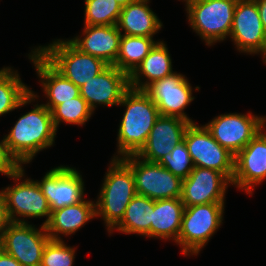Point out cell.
<instances>
[{"label": "cell", "instance_id": "obj_17", "mask_svg": "<svg viewBox=\"0 0 266 266\" xmlns=\"http://www.w3.org/2000/svg\"><path fill=\"white\" fill-rule=\"evenodd\" d=\"M129 88V75L114 65H109L80 88V95L94 112L98 104L109 107L119 105Z\"/></svg>", "mask_w": 266, "mask_h": 266}, {"label": "cell", "instance_id": "obj_37", "mask_svg": "<svg viewBox=\"0 0 266 266\" xmlns=\"http://www.w3.org/2000/svg\"><path fill=\"white\" fill-rule=\"evenodd\" d=\"M185 1L186 3V7L189 6L190 4L194 3L195 1H198V0H183Z\"/></svg>", "mask_w": 266, "mask_h": 266}, {"label": "cell", "instance_id": "obj_19", "mask_svg": "<svg viewBox=\"0 0 266 266\" xmlns=\"http://www.w3.org/2000/svg\"><path fill=\"white\" fill-rule=\"evenodd\" d=\"M83 36L70 41L82 52L98 57L108 65L115 64L122 36L117 25H85Z\"/></svg>", "mask_w": 266, "mask_h": 266}, {"label": "cell", "instance_id": "obj_15", "mask_svg": "<svg viewBox=\"0 0 266 266\" xmlns=\"http://www.w3.org/2000/svg\"><path fill=\"white\" fill-rule=\"evenodd\" d=\"M51 212L84 200V182L76 168L58 166L37 180Z\"/></svg>", "mask_w": 266, "mask_h": 266}, {"label": "cell", "instance_id": "obj_12", "mask_svg": "<svg viewBox=\"0 0 266 266\" xmlns=\"http://www.w3.org/2000/svg\"><path fill=\"white\" fill-rule=\"evenodd\" d=\"M5 198L6 212L10 222L27 223L25 218L45 217V225L51 215L48 200L43 195L37 181L25 179L15 186L2 190ZM17 216V217H16ZM24 217L20 219L19 217Z\"/></svg>", "mask_w": 266, "mask_h": 266}, {"label": "cell", "instance_id": "obj_6", "mask_svg": "<svg viewBox=\"0 0 266 266\" xmlns=\"http://www.w3.org/2000/svg\"><path fill=\"white\" fill-rule=\"evenodd\" d=\"M238 0H198L186 7L190 27L206 45L223 41L230 35Z\"/></svg>", "mask_w": 266, "mask_h": 266}, {"label": "cell", "instance_id": "obj_2", "mask_svg": "<svg viewBox=\"0 0 266 266\" xmlns=\"http://www.w3.org/2000/svg\"><path fill=\"white\" fill-rule=\"evenodd\" d=\"M119 105L126 106L117 137V154L121 158L140 151L160 113L144 90L131 87L124 93Z\"/></svg>", "mask_w": 266, "mask_h": 266}, {"label": "cell", "instance_id": "obj_4", "mask_svg": "<svg viewBox=\"0 0 266 266\" xmlns=\"http://www.w3.org/2000/svg\"><path fill=\"white\" fill-rule=\"evenodd\" d=\"M57 72L81 88L109 65L78 49L69 39H57L35 49Z\"/></svg>", "mask_w": 266, "mask_h": 266}, {"label": "cell", "instance_id": "obj_25", "mask_svg": "<svg viewBox=\"0 0 266 266\" xmlns=\"http://www.w3.org/2000/svg\"><path fill=\"white\" fill-rule=\"evenodd\" d=\"M38 96L11 67L0 69V116L31 103Z\"/></svg>", "mask_w": 266, "mask_h": 266}, {"label": "cell", "instance_id": "obj_36", "mask_svg": "<svg viewBox=\"0 0 266 266\" xmlns=\"http://www.w3.org/2000/svg\"><path fill=\"white\" fill-rule=\"evenodd\" d=\"M115 1L123 8L128 4L135 2L136 0H115Z\"/></svg>", "mask_w": 266, "mask_h": 266}, {"label": "cell", "instance_id": "obj_10", "mask_svg": "<svg viewBox=\"0 0 266 266\" xmlns=\"http://www.w3.org/2000/svg\"><path fill=\"white\" fill-rule=\"evenodd\" d=\"M266 117L248 114H221L204 126L211 136L236 156L265 127Z\"/></svg>", "mask_w": 266, "mask_h": 266}, {"label": "cell", "instance_id": "obj_32", "mask_svg": "<svg viewBox=\"0 0 266 266\" xmlns=\"http://www.w3.org/2000/svg\"><path fill=\"white\" fill-rule=\"evenodd\" d=\"M0 173L10 177L15 182L21 180L25 174L23 166H18L8 155L4 138L0 141Z\"/></svg>", "mask_w": 266, "mask_h": 266}, {"label": "cell", "instance_id": "obj_23", "mask_svg": "<svg viewBox=\"0 0 266 266\" xmlns=\"http://www.w3.org/2000/svg\"><path fill=\"white\" fill-rule=\"evenodd\" d=\"M149 0H136L122 8L117 28L122 35L151 37L162 28V22L148 6Z\"/></svg>", "mask_w": 266, "mask_h": 266}, {"label": "cell", "instance_id": "obj_14", "mask_svg": "<svg viewBox=\"0 0 266 266\" xmlns=\"http://www.w3.org/2000/svg\"><path fill=\"white\" fill-rule=\"evenodd\" d=\"M229 183L231 181L217 170L194 167L189 176L182 179L180 199L184 206L225 203Z\"/></svg>", "mask_w": 266, "mask_h": 266}, {"label": "cell", "instance_id": "obj_11", "mask_svg": "<svg viewBox=\"0 0 266 266\" xmlns=\"http://www.w3.org/2000/svg\"><path fill=\"white\" fill-rule=\"evenodd\" d=\"M229 37L239 52L261 54L266 63V34L255 0H238Z\"/></svg>", "mask_w": 266, "mask_h": 266}, {"label": "cell", "instance_id": "obj_20", "mask_svg": "<svg viewBox=\"0 0 266 266\" xmlns=\"http://www.w3.org/2000/svg\"><path fill=\"white\" fill-rule=\"evenodd\" d=\"M29 55L48 98L44 104L50 111L57 105L80 96V88L57 72L35 49Z\"/></svg>", "mask_w": 266, "mask_h": 266}, {"label": "cell", "instance_id": "obj_21", "mask_svg": "<svg viewBox=\"0 0 266 266\" xmlns=\"http://www.w3.org/2000/svg\"><path fill=\"white\" fill-rule=\"evenodd\" d=\"M94 217H97L96 203L84 199L51 212L45 228L51 240H62L59 234L71 235Z\"/></svg>", "mask_w": 266, "mask_h": 266}, {"label": "cell", "instance_id": "obj_33", "mask_svg": "<svg viewBox=\"0 0 266 266\" xmlns=\"http://www.w3.org/2000/svg\"><path fill=\"white\" fill-rule=\"evenodd\" d=\"M9 223L10 221L8 219L6 212L5 198L1 190L0 191V234Z\"/></svg>", "mask_w": 266, "mask_h": 266}, {"label": "cell", "instance_id": "obj_35", "mask_svg": "<svg viewBox=\"0 0 266 266\" xmlns=\"http://www.w3.org/2000/svg\"><path fill=\"white\" fill-rule=\"evenodd\" d=\"M255 2L257 3L259 16L261 18V22L264 27V32L266 34V0H255Z\"/></svg>", "mask_w": 266, "mask_h": 266}, {"label": "cell", "instance_id": "obj_30", "mask_svg": "<svg viewBox=\"0 0 266 266\" xmlns=\"http://www.w3.org/2000/svg\"><path fill=\"white\" fill-rule=\"evenodd\" d=\"M158 163L170 170L174 175L179 176L181 179L187 178L191 170L194 168L184 141L175 145L170 153L162 157Z\"/></svg>", "mask_w": 266, "mask_h": 266}, {"label": "cell", "instance_id": "obj_13", "mask_svg": "<svg viewBox=\"0 0 266 266\" xmlns=\"http://www.w3.org/2000/svg\"><path fill=\"white\" fill-rule=\"evenodd\" d=\"M192 90L187 78L175 72L153 82L144 91L157 105L160 115L179 117L195 123L184 112V109L194 100Z\"/></svg>", "mask_w": 266, "mask_h": 266}, {"label": "cell", "instance_id": "obj_24", "mask_svg": "<svg viewBox=\"0 0 266 266\" xmlns=\"http://www.w3.org/2000/svg\"><path fill=\"white\" fill-rule=\"evenodd\" d=\"M184 204L180 198L154 200L151 237L176 241L181 229Z\"/></svg>", "mask_w": 266, "mask_h": 266}, {"label": "cell", "instance_id": "obj_27", "mask_svg": "<svg viewBox=\"0 0 266 266\" xmlns=\"http://www.w3.org/2000/svg\"><path fill=\"white\" fill-rule=\"evenodd\" d=\"M157 42L151 37L122 35L114 66L130 75Z\"/></svg>", "mask_w": 266, "mask_h": 266}, {"label": "cell", "instance_id": "obj_5", "mask_svg": "<svg viewBox=\"0 0 266 266\" xmlns=\"http://www.w3.org/2000/svg\"><path fill=\"white\" fill-rule=\"evenodd\" d=\"M224 203L185 206L176 243L184 255H197L223 221Z\"/></svg>", "mask_w": 266, "mask_h": 266}, {"label": "cell", "instance_id": "obj_16", "mask_svg": "<svg viewBox=\"0 0 266 266\" xmlns=\"http://www.w3.org/2000/svg\"><path fill=\"white\" fill-rule=\"evenodd\" d=\"M258 134L235 156L231 184L252 195L254 186L266 179V132Z\"/></svg>", "mask_w": 266, "mask_h": 266}, {"label": "cell", "instance_id": "obj_28", "mask_svg": "<svg viewBox=\"0 0 266 266\" xmlns=\"http://www.w3.org/2000/svg\"><path fill=\"white\" fill-rule=\"evenodd\" d=\"M52 119L56 130L60 122L68 124L83 125L94 113L88 106L86 100L80 95L57 105L52 111Z\"/></svg>", "mask_w": 266, "mask_h": 266}, {"label": "cell", "instance_id": "obj_34", "mask_svg": "<svg viewBox=\"0 0 266 266\" xmlns=\"http://www.w3.org/2000/svg\"><path fill=\"white\" fill-rule=\"evenodd\" d=\"M0 266H22L14 257L0 249Z\"/></svg>", "mask_w": 266, "mask_h": 266}, {"label": "cell", "instance_id": "obj_3", "mask_svg": "<svg viewBox=\"0 0 266 266\" xmlns=\"http://www.w3.org/2000/svg\"><path fill=\"white\" fill-rule=\"evenodd\" d=\"M111 160L95 202L96 216L102 217L108 232L122 220L127 206L136 195L131 168L118 155Z\"/></svg>", "mask_w": 266, "mask_h": 266}, {"label": "cell", "instance_id": "obj_26", "mask_svg": "<svg viewBox=\"0 0 266 266\" xmlns=\"http://www.w3.org/2000/svg\"><path fill=\"white\" fill-rule=\"evenodd\" d=\"M153 210L154 200L136 194L127 206L122 220L109 233L117 228L122 233L151 237Z\"/></svg>", "mask_w": 266, "mask_h": 266}, {"label": "cell", "instance_id": "obj_18", "mask_svg": "<svg viewBox=\"0 0 266 266\" xmlns=\"http://www.w3.org/2000/svg\"><path fill=\"white\" fill-rule=\"evenodd\" d=\"M190 122L174 116L160 115L151 129L146 144L136 154L148 162H159L175 145L183 141Z\"/></svg>", "mask_w": 266, "mask_h": 266}, {"label": "cell", "instance_id": "obj_7", "mask_svg": "<svg viewBox=\"0 0 266 266\" xmlns=\"http://www.w3.org/2000/svg\"><path fill=\"white\" fill-rule=\"evenodd\" d=\"M131 168L136 194L152 200L180 198L182 179L158 162H148L136 154L121 157Z\"/></svg>", "mask_w": 266, "mask_h": 266}, {"label": "cell", "instance_id": "obj_29", "mask_svg": "<svg viewBox=\"0 0 266 266\" xmlns=\"http://www.w3.org/2000/svg\"><path fill=\"white\" fill-rule=\"evenodd\" d=\"M121 11L115 0H85V25H117Z\"/></svg>", "mask_w": 266, "mask_h": 266}, {"label": "cell", "instance_id": "obj_1", "mask_svg": "<svg viewBox=\"0 0 266 266\" xmlns=\"http://www.w3.org/2000/svg\"><path fill=\"white\" fill-rule=\"evenodd\" d=\"M34 107L22 115L4 136L6 151L18 166L30 163L36 153L55 142L57 130L51 111L44 104Z\"/></svg>", "mask_w": 266, "mask_h": 266}, {"label": "cell", "instance_id": "obj_31", "mask_svg": "<svg viewBox=\"0 0 266 266\" xmlns=\"http://www.w3.org/2000/svg\"><path fill=\"white\" fill-rule=\"evenodd\" d=\"M75 249L63 240H49L45 245L40 266H73Z\"/></svg>", "mask_w": 266, "mask_h": 266}, {"label": "cell", "instance_id": "obj_22", "mask_svg": "<svg viewBox=\"0 0 266 266\" xmlns=\"http://www.w3.org/2000/svg\"><path fill=\"white\" fill-rule=\"evenodd\" d=\"M173 73L175 72L172 70V60L168 48L163 41H159L129 75V86L137 90H145L153 82ZM144 78H146L145 82L141 80Z\"/></svg>", "mask_w": 266, "mask_h": 266}, {"label": "cell", "instance_id": "obj_9", "mask_svg": "<svg viewBox=\"0 0 266 266\" xmlns=\"http://www.w3.org/2000/svg\"><path fill=\"white\" fill-rule=\"evenodd\" d=\"M49 240L43 224L37 229L28 222H10L1 233V249L22 266H40L45 245Z\"/></svg>", "mask_w": 266, "mask_h": 266}, {"label": "cell", "instance_id": "obj_8", "mask_svg": "<svg viewBox=\"0 0 266 266\" xmlns=\"http://www.w3.org/2000/svg\"><path fill=\"white\" fill-rule=\"evenodd\" d=\"M183 141L194 167L217 170L232 181L235 156L222 147L204 125L190 123L185 130Z\"/></svg>", "mask_w": 266, "mask_h": 266}]
</instances>
